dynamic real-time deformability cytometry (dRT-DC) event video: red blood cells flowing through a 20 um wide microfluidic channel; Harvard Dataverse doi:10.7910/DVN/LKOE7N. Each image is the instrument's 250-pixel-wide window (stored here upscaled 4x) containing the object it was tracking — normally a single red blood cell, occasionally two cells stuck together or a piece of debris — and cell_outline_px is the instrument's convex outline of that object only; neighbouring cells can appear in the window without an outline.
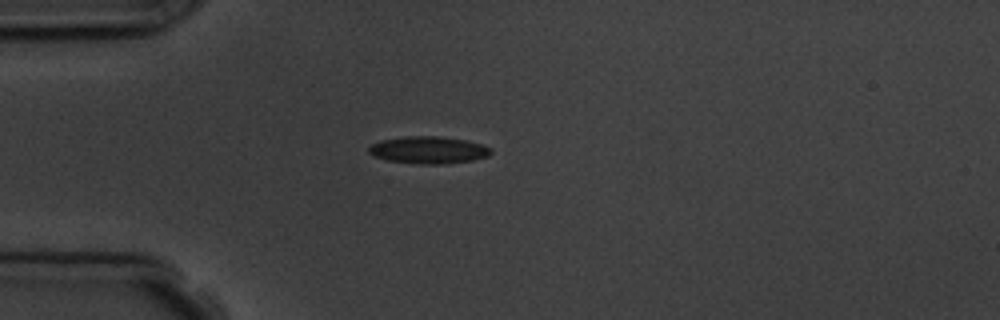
{"species": "common noctule bat (a hibernating species)", "species_latin": "Nyctalus noctula", "temperature_condition": "room temperature", "stored_images_in_passage": 2, "camera_frame_rate_fps": 3000, "um_per_image_px": 0.085, "animal": {"sex": "male", "body_mass_g": 19.5, "forearm_length_mm": 54.6}, "frame": {"image": 1, "passage_image": 2, "time_ms": 1.0, "image_size_px": [1000, 320], "cell_outline_px": [[492, 152], [488, 156], [472, 160], [440, 164], [420, 164], [384, 160], [372, 156], [368, 152], [368, 148], [372, 144], [380, 140], [404, 136], [440, 136], [464, 140], [480, 144], [492, 148]], "centroid_in_image_um": [36.37, 12.75], "position_along_channel_um": 48.6, "area_um2": 19.42}}